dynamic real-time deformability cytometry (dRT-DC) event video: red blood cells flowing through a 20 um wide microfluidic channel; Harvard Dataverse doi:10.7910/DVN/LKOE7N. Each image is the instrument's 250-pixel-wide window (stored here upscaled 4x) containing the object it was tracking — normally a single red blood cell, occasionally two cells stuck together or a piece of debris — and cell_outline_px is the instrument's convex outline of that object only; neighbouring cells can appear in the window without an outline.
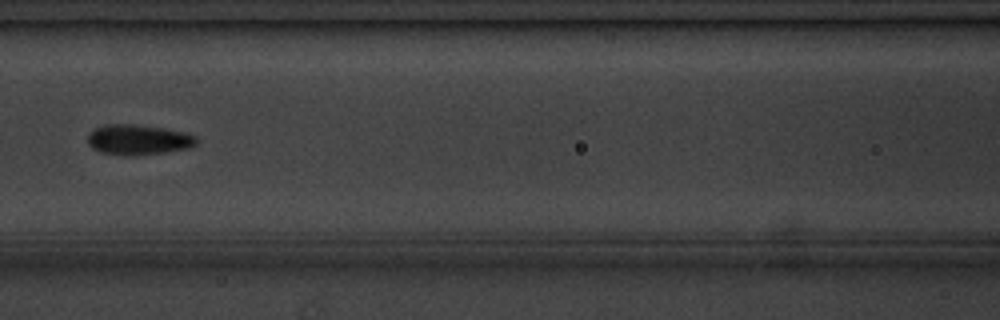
{"species": "common noctule bat (a hibernating species)", "species_latin": "Nyctalus noctula", "temperature_condition": "cold", "stored_images_in_passage": 6, "camera_frame_rate_fps": 3000, "um_per_image_px": 0.085, "animal": {"sex": "male", "body_mass_g": 20.1, "forearm_length_mm": 53.5}, "frame": {"image": 1, "passage_image": 6, "time_ms": 5.667, "image_size_px": [1000, 320], "cell_outline_px": [[196, 144], [188, 148], [164, 152], [136, 156], [124, 156], [100, 152], [92, 148], [88, 144], [88, 132], [92, 128], [104, 124], [132, 124], [164, 128], [184, 132], [196, 136]], "centroid_in_image_um": [11.69, 11.87], "position_along_channel_um": 154.9, "area_um2": 19.42}}